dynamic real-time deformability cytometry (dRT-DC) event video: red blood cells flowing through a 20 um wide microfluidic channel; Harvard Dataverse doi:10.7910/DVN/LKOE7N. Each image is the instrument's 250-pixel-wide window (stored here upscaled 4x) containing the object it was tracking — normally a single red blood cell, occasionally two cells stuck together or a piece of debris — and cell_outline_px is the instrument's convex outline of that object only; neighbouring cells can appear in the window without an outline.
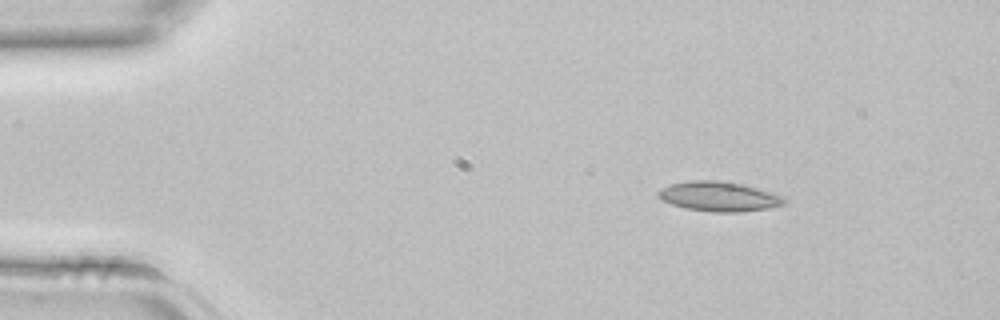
{"species": "common noctule bat (a hibernating species)", "species_latin": "Nyctalus noctula", "temperature_condition": "room temperature", "stored_images_in_passage": 37, "camera_frame_rate_fps": 3000, "um_per_image_px": 0.085, "animal": {"sex": "female", "body_mass_g": 22.7, "forearm_length_mm": 54.2}, "frame": {"image": 1, "passage_image": 1, "time_ms": 0.0, "image_size_px": [1000, 320], "cell_outline_px": [[788, 200], [784, 204], [768, 208], [740, 212], [712, 212], [684, 208], [672, 204], [656, 196], [656, 192], [660, 188], [672, 184], [688, 180], [712, 180], [740, 184], [756, 188], [784, 196]], "centroid_in_image_um": [61.09, 16.7], "position_along_channel_um": 23.9, "area_um2": 21.73}}
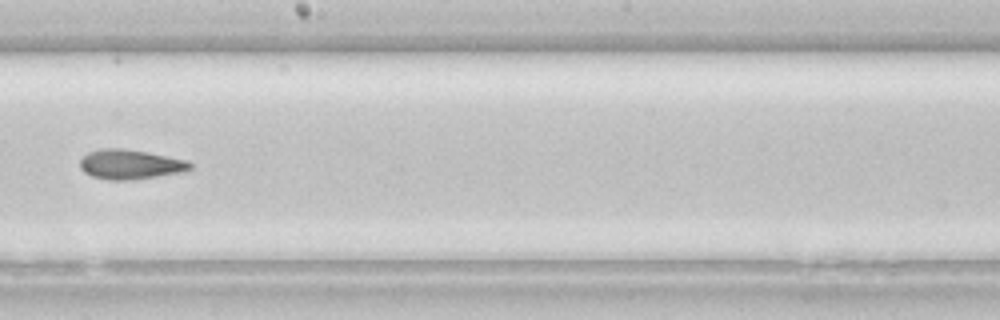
{"frame": {"image": 2, "passage_image": 19, "time_ms": 6.0, "image_size_px": [1000, 320], "cell_outline_px": [[192, 168], [184, 172], [132, 180], [108, 180], [92, 176], [84, 172], [80, 168], [80, 160], [88, 152], [100, 148], [124, 148], [188, 160], [192, 164]], "centroid_in_image_um": [11.07, 13.97], "position_along_channel_um": 237.1, "area_um2": 19.13}}
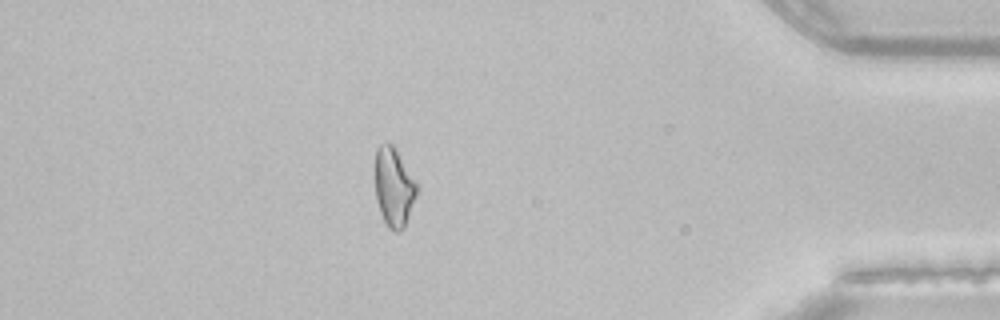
{"frame": {"image": 3, "passage_image": 32, "time_ms": 10.333, "image_size_px": [1000, 320], "cell_outline_px": [[420, 184], [416, 196], [404, 228], [400, 232], [396, 232], [388, 228], [380, 212], [376, 200], [372, 168], [376, 148], [380, 144], [388, 140], [396, 148]], "centroid_in_image_um": [33.45, 15.82], "position_along_channel_um": 401.7, "area_um2": 20.4}}